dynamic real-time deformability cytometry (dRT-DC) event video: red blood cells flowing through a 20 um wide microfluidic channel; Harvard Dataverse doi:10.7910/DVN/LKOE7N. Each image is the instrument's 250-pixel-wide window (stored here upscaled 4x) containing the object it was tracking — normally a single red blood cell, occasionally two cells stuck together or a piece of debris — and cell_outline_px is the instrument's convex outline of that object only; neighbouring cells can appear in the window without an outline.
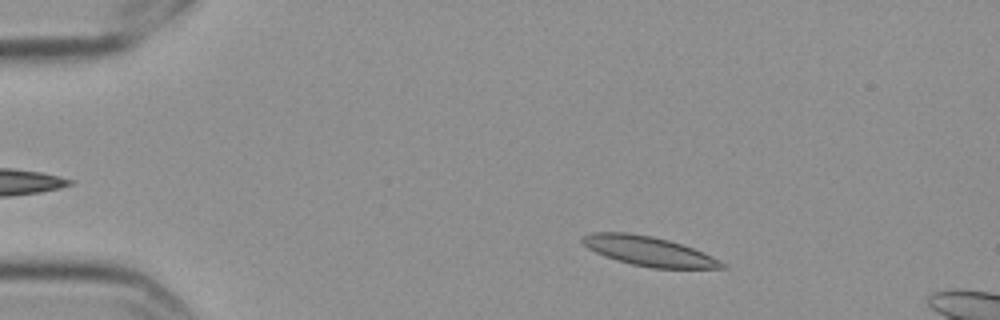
{"species": "Egyptian fruit bat (a non-hibernating species)", "species_latin": "Rousettus aegyptiacus", "temperature_condition": "cold", "stored_images_in_passage": 4, "camera_frame_rate_fps": 3000, "um_per_image_px": 0.085, "frame": {"image": 1, "passage_image": 2, "time_ms": 0.333, "image_size_px": [1000, 320], "cell_outline_px": [[728, 268], [652, 268], [632, 264], [616, 260], [604, 256], [588, 248], [580, 240], [580, 236], [592, 232], [628, 232], [652, 236], [668, 240], [692, 248], [712, 256], [728, 264]], "centroid_in_image_um": [55.12, 21.34], "position_along_channel_um": 29.9, "area_um2": 23.99}}